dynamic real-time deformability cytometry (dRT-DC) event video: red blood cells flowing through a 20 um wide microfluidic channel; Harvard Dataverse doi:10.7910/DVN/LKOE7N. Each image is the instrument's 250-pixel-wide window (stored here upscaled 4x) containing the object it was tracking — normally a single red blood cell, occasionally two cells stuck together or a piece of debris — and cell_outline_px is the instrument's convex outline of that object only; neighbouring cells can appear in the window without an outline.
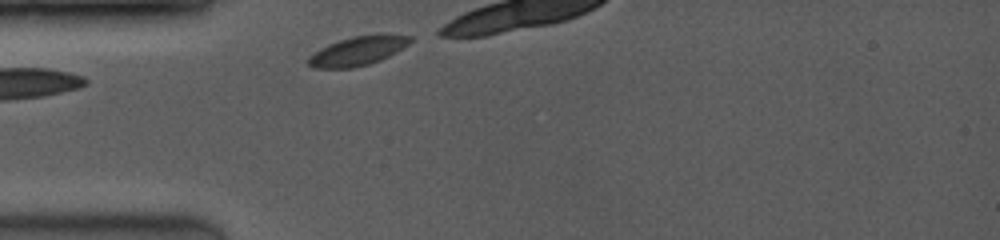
{"species": "common noctule bat (a hibernating species)", "species_latin": "Nyctalus noctula", "temperature_condition": "room temperature", "stored_images_in_passage": 1, "camera_frame_rate_fps": 3500, "um_per_image_px": 0.085, "animal": {"sex": "female", "body_mass_g": 19.0, "forearm_length_mm": 53.3}, "frame": {"image": 1, "passage_image": 1, "time_ms": 0.0, "image_size_px": [1000, 240], "cell_outline_px": [[412, 40], [408, 44], [396, 52], [380, 60], [368, 64], [352, 68], [316, 68], [308, 64], [308, 56], [320, 48], [328, 44], [352, 36], [412, 36]], "centroid_in_image_um": [30.34, 4.36], "position_along_channel_um": 54.7, "area_um2": 16.65}}